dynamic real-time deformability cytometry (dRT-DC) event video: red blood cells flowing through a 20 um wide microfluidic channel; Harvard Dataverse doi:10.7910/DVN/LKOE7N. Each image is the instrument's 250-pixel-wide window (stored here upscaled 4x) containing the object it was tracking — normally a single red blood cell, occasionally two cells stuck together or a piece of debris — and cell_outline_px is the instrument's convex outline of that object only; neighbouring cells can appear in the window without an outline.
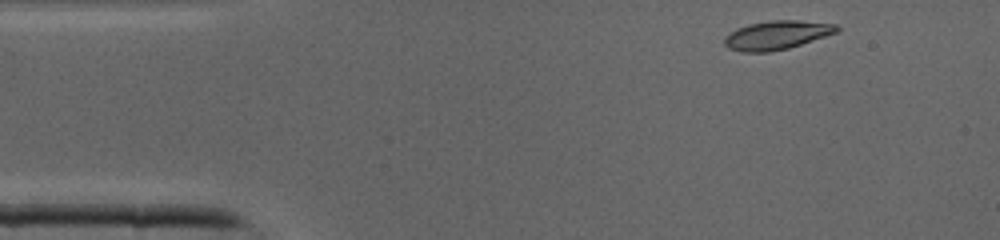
{"species": "common noctule bat (a hibernating species)", "species_latin": "Nyctalus noctula", "temperature_condition": "cold", "stored_images_in_passage": 36, "camera_frame_rate_fps": 3000, "um_per_image_px": 0.085, "animal": {"sex": "male", "body_mass_g": 19.0, "forearm_length_mm": 50.8}, "frame": {"image": 1, "passage_image": 1, "time_ms": 0.0, "image_size_px": [1000, 240], "cell_outline_px": [[840, 32], [788, 48], [768, 52], [744, 52], [728, 48], [724, 44], [724, 40], [736, 28], [748, 24], [772, 20], [800, 20], [836, 24], [840, 28]], "centroid_in_image_um": [66.08, 2.97], "position_along_channel_um": 18.9, "area_um2": 18.84}}
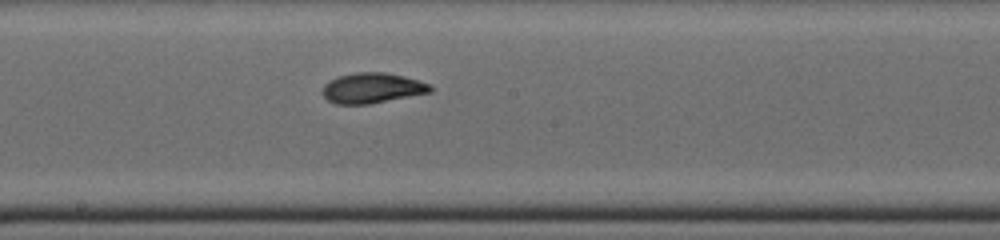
{"frame": {"image": 2, "passage_image": 18, "time_ms": 5.667, "image_size_px": [1000, 240], "cell_outline_px": [[432, 92], [368, 104], [336, 104], [328, 100], [324, 96], [324, 84], [328, 80], [336, 76], [356, 72], [384, 72], [404, 76], [420, 80], [432, 84]], "centroid_in_image_um": [31.66, 7.47], "position_along_channel_um": 216.5, "area_um2": 19.13}}
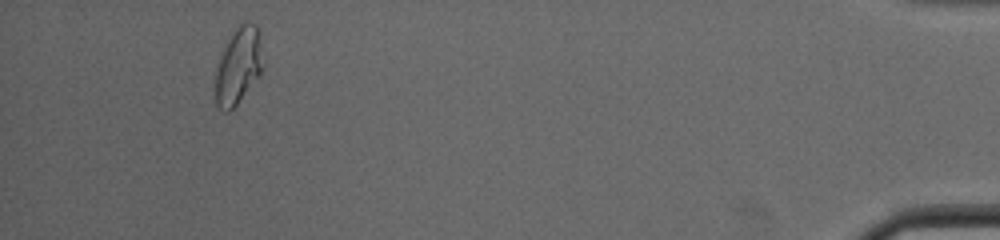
{"frame": {"image": 3, "passage_image": 35, "time_ms": 11.333, "image_size_px": [1000, 240], "cell_outline_px": [[264, 68], [236, 104], [228, 112], [224, 112], [216, 104], [216, 68], [224, 48], [232, 32], [244, 20], [248, 20], [256, 24], [260, 32]], "centroid_in_image_um": [20.29, 5.52], "position_along_channel_um": 414.9, "area_um2": 21.1}}